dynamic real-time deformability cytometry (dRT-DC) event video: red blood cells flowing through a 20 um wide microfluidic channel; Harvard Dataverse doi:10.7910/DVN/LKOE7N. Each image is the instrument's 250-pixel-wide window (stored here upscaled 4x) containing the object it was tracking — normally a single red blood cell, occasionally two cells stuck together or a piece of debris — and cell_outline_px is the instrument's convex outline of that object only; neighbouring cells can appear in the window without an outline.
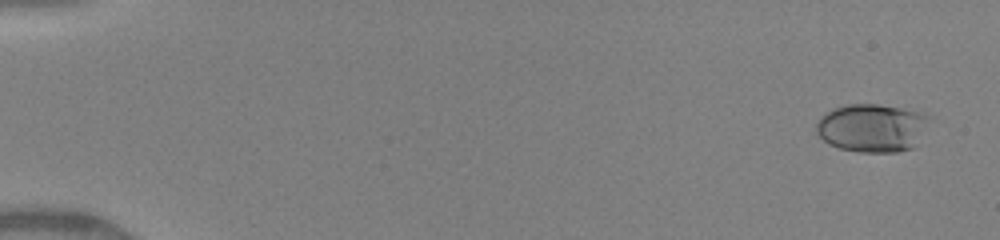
{"species": "human", "species_latin": "Homo sapiens", "temperature_condition": "warm", "stored_images_in_passage": 32, "camera_frame_rate_fps": 3000, "um_per_image_px": 0.085, "donor": {"sex": "female"}, "frame": {"image": 1, "passage_image": 3, "time_ms": 0.667, "image_size_px": [1000, 240], "cell_outline_px": [[928, 116], [912, 148], [896, 152], [860, 152], [840, 148], [828, 144], [816, 132], [816, 124], [820, 116], [824, 112], [832, 108], [848, 104], [876, 104], [924, 112]], "centroid_in_image_um": [74.02, 10.85], "position_along_channel_um": 11.0, "area_um2": 31.27}}
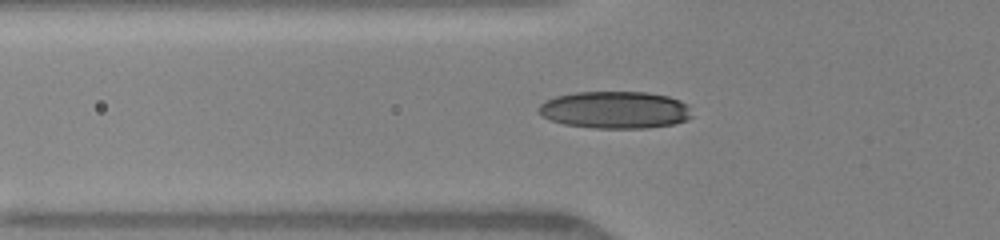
{"frame": {"image": 2, "passage_image": 23, "time_ms": 6.0, "image_size_px": [1000, 240], "cell_outline_px": [[692, 116], [688, 120], [672, 124], [644, 128], [592, 128], [564, 124], [552, 120], [544, 116], [540, 112], [540, 104], [556, 96], [576, 92], [648, 92], [668, 96], [680, 100], [688, 104]], "centroid_in_image_um": [52.33, 9.34], "position_along_channel_um": 73.5, "area_um2": 33.12}}
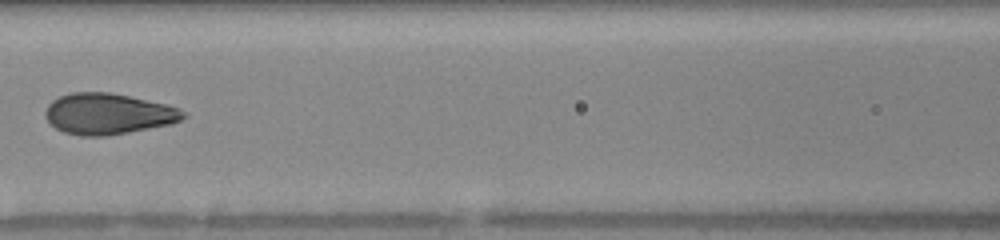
{"frame": {"image": 3, "passage_image": 29, "time_ms": 8.0, "image_size_px": [1000, 240], "cell_outline_px": [[188, 116], [172, 124], [128, 132], [104, 136], [80, 136], [64, 132], [56, 128], [44, 116], [44, 112], [48, 104], [52, 100], [60, 96], [72, 92], [112, 92], [168, 104], [184, 112]], "centroid_in_image_um": [9.19, 9.67], "position_along_channel_um": 157.4, "area_um2": 33.06}}